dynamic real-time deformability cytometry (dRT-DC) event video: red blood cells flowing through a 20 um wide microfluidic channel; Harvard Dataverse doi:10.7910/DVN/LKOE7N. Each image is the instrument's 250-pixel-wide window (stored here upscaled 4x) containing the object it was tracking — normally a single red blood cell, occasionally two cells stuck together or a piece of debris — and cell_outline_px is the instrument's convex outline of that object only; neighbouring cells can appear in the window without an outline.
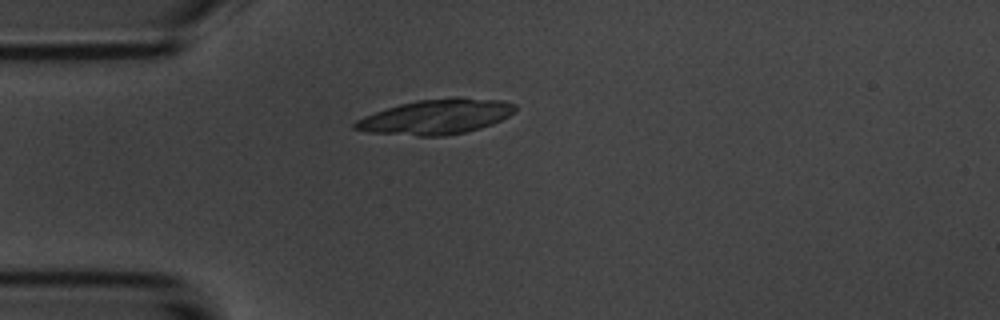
{"species": "common noctule bat (a hibernating species)", "species_latin": "Nyctalus noctula", "temperature_condition": "room temperature", "stored_images_in_passage": 4, "camera_frame_rate_fps": 3000, "um_per_image_px": 0.085, "animal": {"sex": "male", "body_mass_g": 20.1, "forearm_length_mm": 53.5}, "frame": {"image": 1, "passage_image": 4, "time_ms": 4.333, "image_size_px": [1000, 320], "cell_outline_px": [[516, 108], [508, 116], [492, 124], [480, 128], [464, 132], [444, 136], [416, 136], [368, 132], [352, 128], [352, 124], [356, 120], [364, 116], [400, 104], [416, 100], [500, 100], [516, 104]], "centroid_in_image_um": [36.99, 9.97], "position_along_channel_um": 48.0, "area_um2": 31.44}}